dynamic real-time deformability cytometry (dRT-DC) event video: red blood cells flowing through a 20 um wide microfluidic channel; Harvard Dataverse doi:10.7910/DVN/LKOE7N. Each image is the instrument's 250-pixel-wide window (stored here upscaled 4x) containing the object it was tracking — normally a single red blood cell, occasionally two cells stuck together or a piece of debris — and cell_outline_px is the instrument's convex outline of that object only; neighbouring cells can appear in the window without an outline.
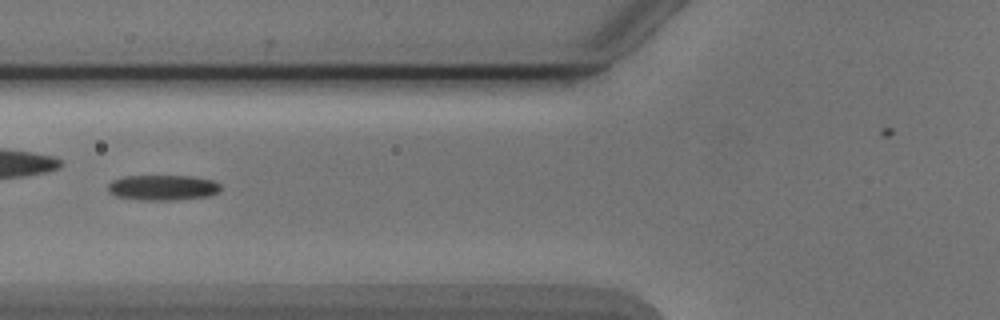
{"species": "Egyptian fruit bat (a non-hibernating species)", "species_latin": "Rousettus aegyptiacus", "temperature_condition": "cold", "stored_images_in_passage": 5, "camera_frame_rate_fps": 3000, "um_per_image_px": 0.085, "animal": {"sex": "male"}, "frame": {"image": 1, "passage_image": 4, "time_ms": 3.333, "image_size_px": [1000, 320], "cell_outline_px": [[220, 188], [216, 192], [208, 196], [176, 200], [140, 200], [116, 196], [108, 192], [108, 184], [112, 180], [124, 176], [188, 176], [212, 180], [220, 184]], "centroid_in_image_um": [13.79, 15.95], "position_along_channel_um": 112.0, "area_um2": 16.59}}